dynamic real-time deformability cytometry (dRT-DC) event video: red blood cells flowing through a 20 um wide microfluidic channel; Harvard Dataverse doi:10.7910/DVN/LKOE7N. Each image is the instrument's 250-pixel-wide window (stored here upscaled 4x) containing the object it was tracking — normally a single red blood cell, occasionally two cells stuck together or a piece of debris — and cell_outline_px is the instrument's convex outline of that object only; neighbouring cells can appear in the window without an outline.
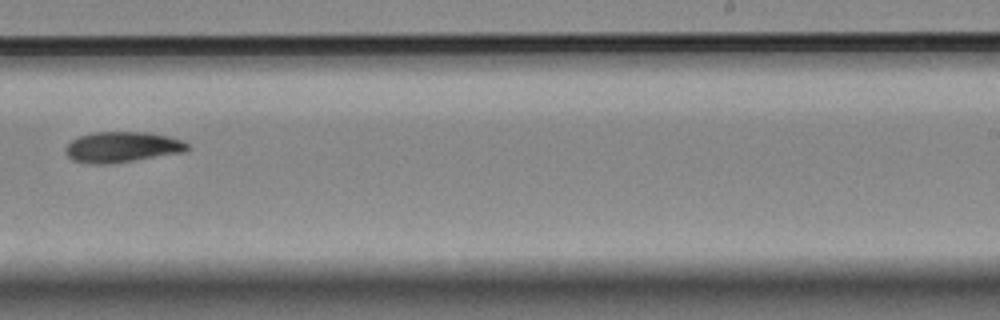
{"species": "Egyptian fruit bat (a non-hibernating species)", "species_latin": "Rousettus aegyptiacus", "temperature_condition": "room temperature", "stored_images_in_passage": 8, "camera_frame_rate_fps": 3000, "um_per_image_px": 0.085, "animal": {"sex": "female"}, "frame": {"image": 1, "passage_image": 8, "time_ms": 8.0, "image_size_px": [1000, 320], "cell_outline_px": [[192, 148], [184, 152], [112, 164], [88, 164], [72, 160], [64, 152], [64, 148], [72, 140], [80, 136], [92, 132], [152, 132], [184, 140]], "centroid_in_image_um": [10.4, 12.5], "position_along_channel_um": 278.6, "area_um2": 22.14}}